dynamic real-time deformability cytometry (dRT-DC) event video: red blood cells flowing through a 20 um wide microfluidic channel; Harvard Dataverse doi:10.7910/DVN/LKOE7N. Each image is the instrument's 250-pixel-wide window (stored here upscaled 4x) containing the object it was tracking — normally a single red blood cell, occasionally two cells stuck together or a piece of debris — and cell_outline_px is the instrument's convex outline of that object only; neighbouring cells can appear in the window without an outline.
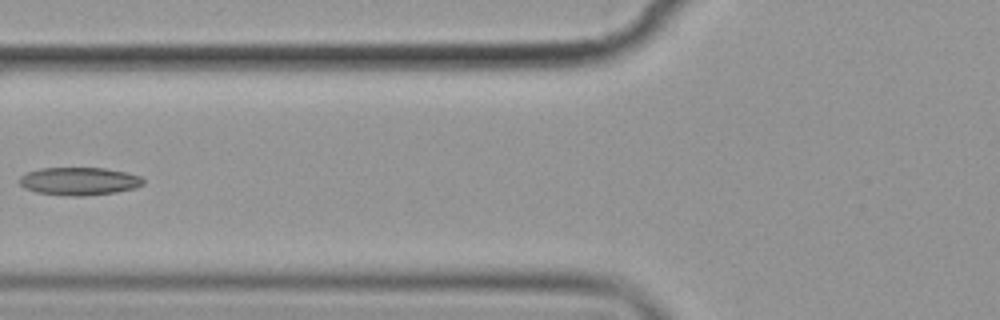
{"species": "common noctule bat (a hibernating species)", "species_latin": "Nyctalus noctula", "temperature_condition": "cold", "stored_images_in_passage": 7, "camera_frame_rate_fps": 3000, "um_per_image_px": 0.085, "animal": {"sex": "female", "body_mass_g": 19.9}, "frame": {"image": 1, "passage_image": 7, "time_ms": 8.0, "image_size_px": [1000, 320], "cell_outline_px": [[144, 184], [136, 188], [116, 192], [84, 196], [72, 196], [36, 192], [24, 188], [20, 184], [20, 176], [28, 172], [40, 168], [104, 168], [124, 172], [140, 176], [144, 180]], "centroid_in_image_um": [6.74, 15.4], "position_along_channel_um": 119.1, "area_um2": 20.06}}